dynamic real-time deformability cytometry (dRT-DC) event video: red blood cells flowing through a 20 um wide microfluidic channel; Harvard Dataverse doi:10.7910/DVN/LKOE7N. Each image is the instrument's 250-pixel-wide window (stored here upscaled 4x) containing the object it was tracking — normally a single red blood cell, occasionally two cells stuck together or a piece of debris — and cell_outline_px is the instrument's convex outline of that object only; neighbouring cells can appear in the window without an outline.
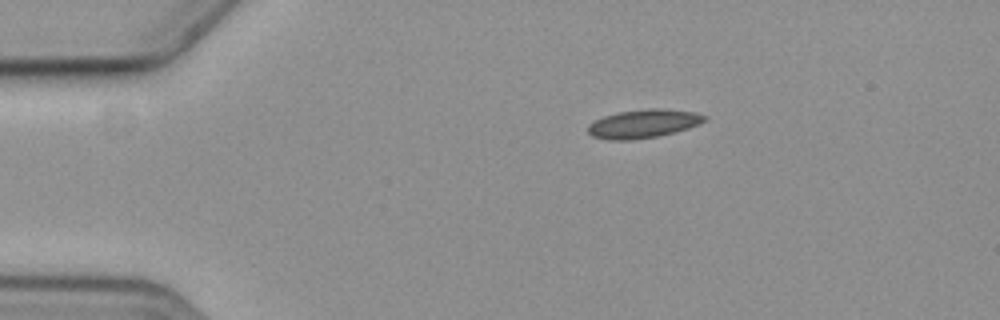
{"species": "common noctule bat (a hibernating species)", "species_latin": "Nyctalus noctula", "temperature_condition": "cold", "stored_images_in_passage": 6, "camera_frame_rate_fps": 3000, "um_per_image_px": 0.085, "animal": {"sex": "female", "body_mass_g": 19.3, "forearm_length_mm": 54.1}, "frame": {"image": 1, "passage_image": 6, "time_ms": 7.667, "image_size_px": [1000, 320], "cell_outline_px": [[708, 120], [700, 124], [688, 128], [656, 136], [632, 140], [608, 140], [592, 136], [588, 132], [588, 124], [604, 116], [616, 112], [648, 108], [664, 108], [696, 112], [708, 116]], "centroid_in_image_um": [54.71, 10.5], "position_along_channel_um": 30.3, "area_um2": 19.54}}